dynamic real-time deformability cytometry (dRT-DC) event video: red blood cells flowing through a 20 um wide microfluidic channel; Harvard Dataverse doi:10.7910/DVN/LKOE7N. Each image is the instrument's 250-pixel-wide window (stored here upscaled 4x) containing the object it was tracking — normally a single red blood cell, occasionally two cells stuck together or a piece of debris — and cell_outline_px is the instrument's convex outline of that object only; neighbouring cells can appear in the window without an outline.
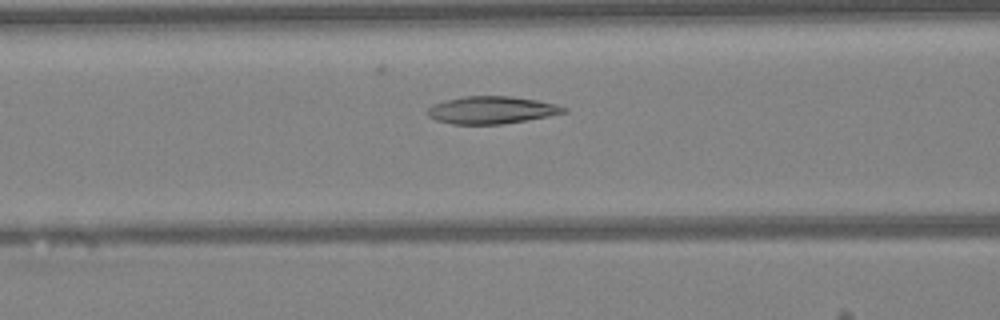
{"species": "Egyptian fruit bat (a non-hibernating species)", "species_latin": "Rousettus aegyptiacus", "temperature_condition": "warm", "stored_images_in_passage": 38, "camera_frame_rate_fps": 3000, "um_per_image_px": 0.085, "animal": {"sex": "female"}, "frame": {"image": 1, "passage_image": 19, "time_ms": 6.0, "image_size_px": [1000, 320], "cell_outline_px": [[568, 112], [528, 120], [500, 124], [452, 124], [436, 120], [428, 116], [428, 108], [432, 104], [444, 100], [464, 96], [508, 96], [536, 100], [556, 104], [568, 108]], "centroid_in_image_um": [41.78, 9.35], "position_along_channel_um": 124.8, "area_um2": 21.79}}
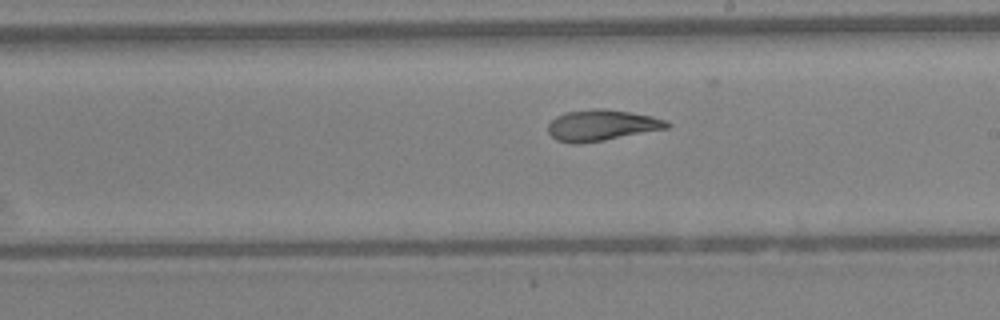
{"frame": {"image": 2, "passage_image": 27, "time_ms": 8.667, "image_size_px": [1000, 320], "cell_outline_px": [[672, 124], [668, 128], [604, 140], [580, 144], [572, 144], [556, 140], [548, 132], [548, 124], [556, 116], [568, 112], [592, 108], [600, 108], [628, 112], [652, 116], [664, 120]], "centroid_in_image_um": [51.11, 10.65], "position_along_channel_um": 237.9, "area_um2": 21.39}}
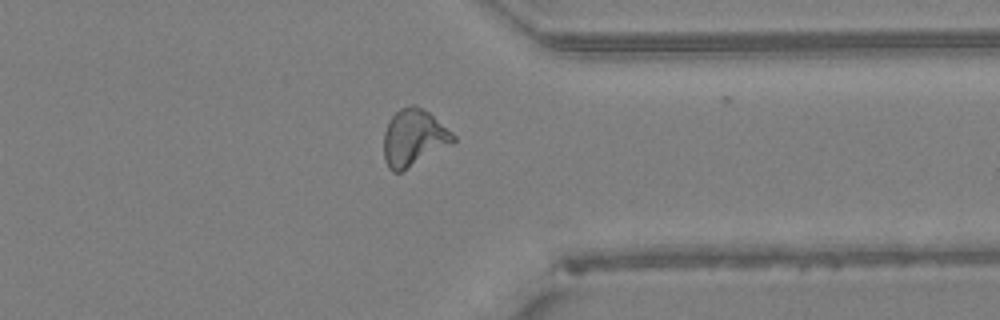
{"frame": {"image": 3, "passage_image": 37, "time_ms": 12.0, "image_size_px": [1000, 320], "cell_outline_px": [[456, 140], [452, 144], [400, 172], [392, 172], [388, 168], [384, 160], [384, 132], [388, 120], [400, 108], [412, 104], [416, 104], [428, 112], [452, 132], [456, 136]], "centroid_in_image_um": [35.15, 11.7], "position_along_channel_um": 376.3, "area_um2": 22.95}}